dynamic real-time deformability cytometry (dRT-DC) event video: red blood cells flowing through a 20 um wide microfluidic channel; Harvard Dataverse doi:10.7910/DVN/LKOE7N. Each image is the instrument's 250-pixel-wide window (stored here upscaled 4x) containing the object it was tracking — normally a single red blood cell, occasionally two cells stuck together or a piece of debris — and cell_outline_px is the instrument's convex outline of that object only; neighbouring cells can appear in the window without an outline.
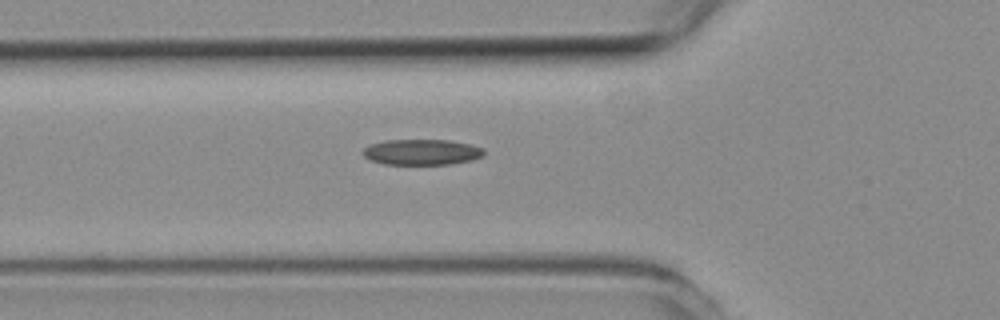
{"species": "common noctule bat (a hibernating species)", "species_latin": "Nyctalus noctula", "temperature_condition": "room temperature", "stored_images_in_passage": 15, "camera_frame_rate_fps": 3000, "um_per_image_px": 0.085, "animal": {"sex": "female", "body_mass_g": 19.3, "forearm_length_mm": 54.1}, "frame": {"image": 1, "passage_image": 8, "time_ms": 2.333, "image_size_px": [1000, 320], "cell_outline_px": [[484, 156], [472, 160], [452, 164], [384, 164], [368, 160], [360, 152], [368, 144], [384, 140], [448, 140], [468, 144], [484, 148]], "centroid_in_image_um": [35.8, 12.93], "position_along_channel_um": 90.0, "area_um2": 18.32}}
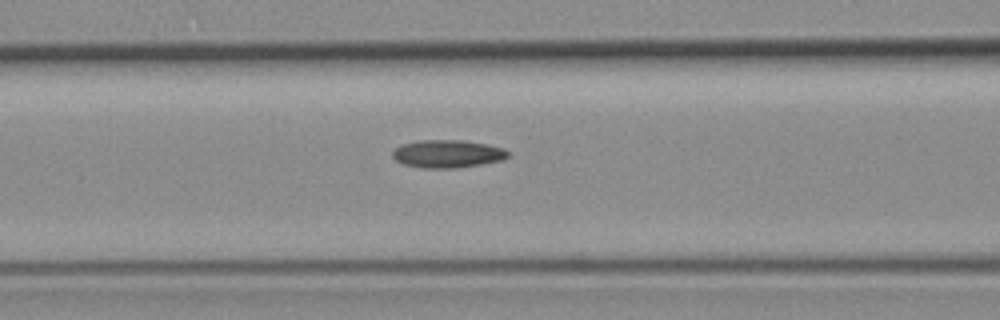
{"frame": {"image": 2, "passage_image": 11, "time_ms": 3.333, "image_size_px": [1000, 320], "cell_outline_px": [[508, 156], [500, 160], [480, 164], [456, 168], [420, 168], [404, 164], [396, 160], [392, 156], [392, 152], [396, 148], [404, 144], [420, 140], [460, 140], [488, 144], [504, 148], [508, 152]], "centroid_in_image_um": [38.03, 13.07], "position_along_channel_um": 128.6, "area_um2": 18.55}}
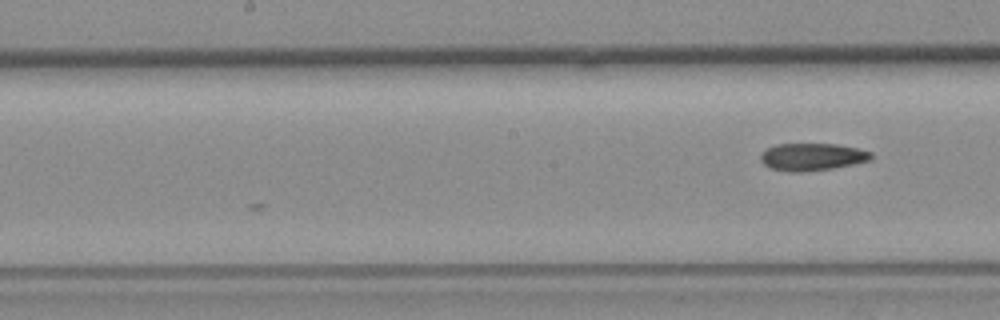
{"frame": {"image": 3, "passage_image": 15, "time_ms": 4.667, "image_size_px": [1000, 320], "cell_outline_px": [[872, 160], [832, 168], [804, 172], [788, 172], [772, 168], [764, 164], [760, 160], [760, 156], [768, 148], [776, 144], [836, 144], [856, 148], [872, 152]], "centroid_in_image_um": [69.04, 13.33], "position_along_channel_um": 179.2, "area_um2": 17.51}}